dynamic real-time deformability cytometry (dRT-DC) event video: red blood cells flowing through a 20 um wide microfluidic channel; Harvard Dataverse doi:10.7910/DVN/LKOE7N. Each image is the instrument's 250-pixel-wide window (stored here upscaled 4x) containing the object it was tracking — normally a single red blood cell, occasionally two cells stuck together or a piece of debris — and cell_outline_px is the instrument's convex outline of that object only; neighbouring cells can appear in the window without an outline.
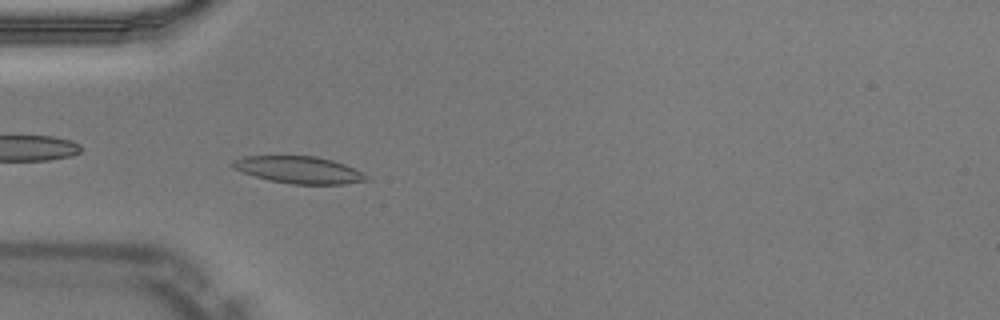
{"species": "Egyptian fruit bat (a non-hibernating species)", "species_latin": "Rousettus aegyptiacus", "temperature_condition": "warm", "stored_images_in_passage": 50, "segment_of_instrument_passage": [1, 2], "camera_frame_rate_fps": 3000, "um_per_image_px": 0.085, "animal": {"sex": "male"}, "frame": {"image": 1, "passage_image": 15, "time_ms": 4.667, "image_size_px": [1000, 320], "cell_outline_px": [[368, 180], [344, 184], [292, 184], [268, 180], [244, 172], [228, 164], [232, 160], [244, 156], [316, 156], [332, 160], [344, 164], [364, 172], [368, 176]], "centroid_in_image_um": [25.42, 14.43], "position_along_channel_um": 59.6, "area_um2": 21.04}}
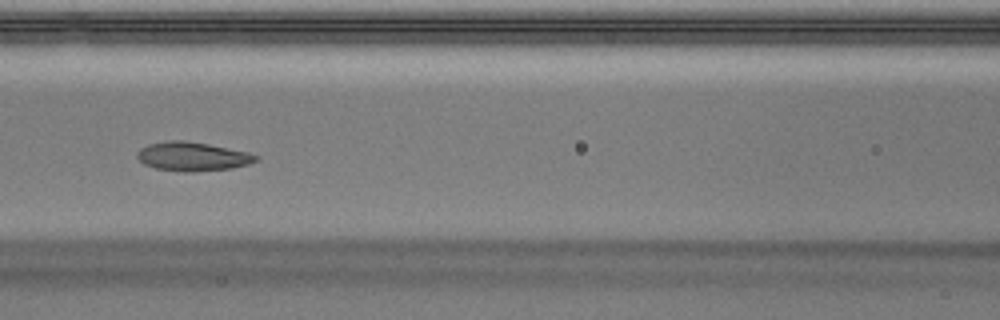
{"frame": {"image": 2, "passage_image": 22, "time_ms": 7.0, "image_size_px": [1000, 320], "cell_outline_px": [[260, 160], [248, 164], [232, 168], [196, 172], [184, 172], [156, 168], [144, 164], [136, 156], [136, 152], [140, 148], [148, 144], [168, 140], [184, 140], [208, 144], [248, 152], [260, 156]], "centroid_in_image_um": [16.37, 13.3], "position_along_channel_um": 150.2, "area_um2": 20.17}}